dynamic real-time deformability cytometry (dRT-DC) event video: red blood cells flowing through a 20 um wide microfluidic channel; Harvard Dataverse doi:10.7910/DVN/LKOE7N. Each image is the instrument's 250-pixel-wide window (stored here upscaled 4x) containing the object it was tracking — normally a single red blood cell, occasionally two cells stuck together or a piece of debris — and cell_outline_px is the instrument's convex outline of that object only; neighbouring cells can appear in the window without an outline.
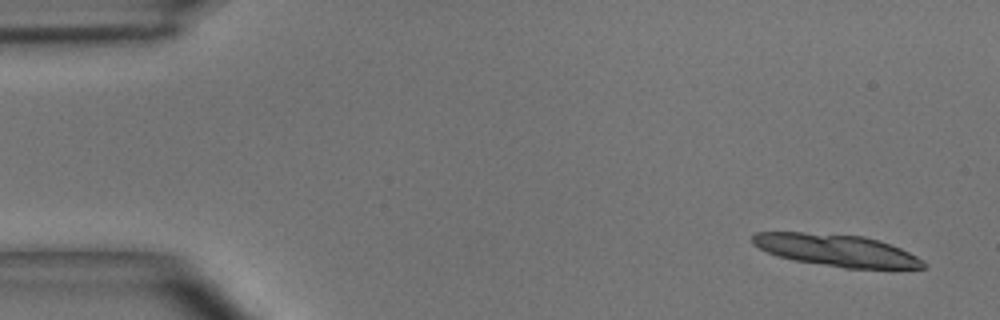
{"species": "common noctule bat (a hibernating species)", "species_latin": "Nyctalus noctula", "temperature_condition": "room temperature", "stored_images_in_passage": 4, "camera_frame_rate_fps": 3000, "um_per_image_px": 0.085, "animal": {"sex": "male", "body_mass_g": 15.6}, "frame": {"image": 1, "passage_image": 1, "time_ms": 0.0, "image_size_px": [1000, 320], "cell_outline_px": [[928, 268], [892, 272], [844, 268], [792, 260], [776, 256], [752, 244], [752, 236], [756, 232], [804, 232], [864, 236], [880, 240], [900, 248], [924, 260], [928, 264]], "centroid_in_image_um": [71.27, 21.33], "position_along_channel_um": 13.7, "area_um2": 33.18}}